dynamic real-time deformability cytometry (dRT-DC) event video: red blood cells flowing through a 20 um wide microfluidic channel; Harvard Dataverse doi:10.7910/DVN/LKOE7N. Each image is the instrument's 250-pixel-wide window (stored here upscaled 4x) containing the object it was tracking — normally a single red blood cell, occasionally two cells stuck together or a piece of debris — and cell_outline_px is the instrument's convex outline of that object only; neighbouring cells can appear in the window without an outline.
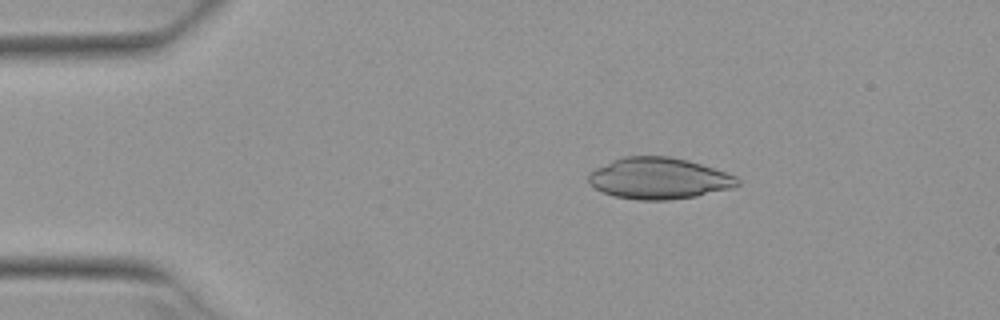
{"species": "Egyptian fruit bat (a non-hibernating species)", "species_latin": "Rousettus aegyptiacus", "temperature_condition": "warm", "stored_images_in_passage": 7, "camera_frame_rate_fps": 3000, "um_per_image_px": 0.085, "animal": {"sex": "female"}, "frame": {"image": 1, "passage_image": 3, "time_ms": 0.667, "image_size_px": [1000, 320], "cell_outline_px": [[740, 184], [732, 188], [696, 196], [668, 200], [636, 200], [616, 196], [604, 192], [596, 188], [588, 180], [588, 172], [596, 168], [624, 156], [668, 156], [688, 160], [736, 176], [740, 180]], "centroid_in_image_um": [56.02, 15.16], "position_along_channel_um": 29.0, "area_um2": 35.6}}
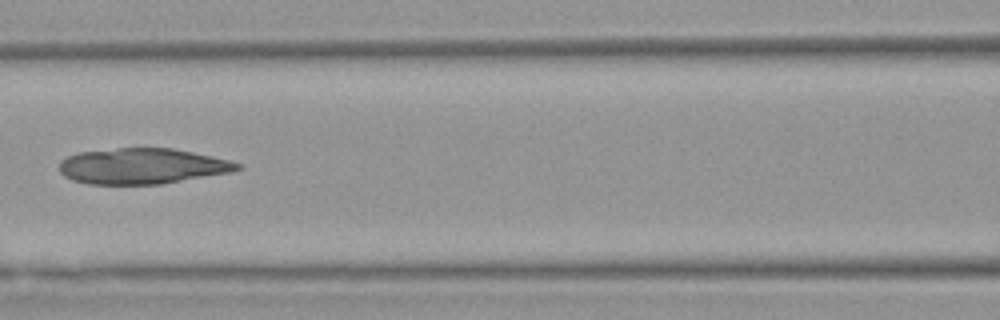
{"frame": {"image": 2, "passage_image": 7, "time_ms": 2.0, "image_size_px": [1000, 320], "cell_outline_px": [[244, 168], [232, 172], [160, 184], [88, 184], [72, 180], [64, 176], [60, 172], [60, 160], [68, 156], [80, 152], [116, 148], [172, 148], [212, 156], [244, 164]], "centroid_in_image_um": [12.11, 14.12], "position_along_channel_um": 154.5, "area_um2": 37.11}}